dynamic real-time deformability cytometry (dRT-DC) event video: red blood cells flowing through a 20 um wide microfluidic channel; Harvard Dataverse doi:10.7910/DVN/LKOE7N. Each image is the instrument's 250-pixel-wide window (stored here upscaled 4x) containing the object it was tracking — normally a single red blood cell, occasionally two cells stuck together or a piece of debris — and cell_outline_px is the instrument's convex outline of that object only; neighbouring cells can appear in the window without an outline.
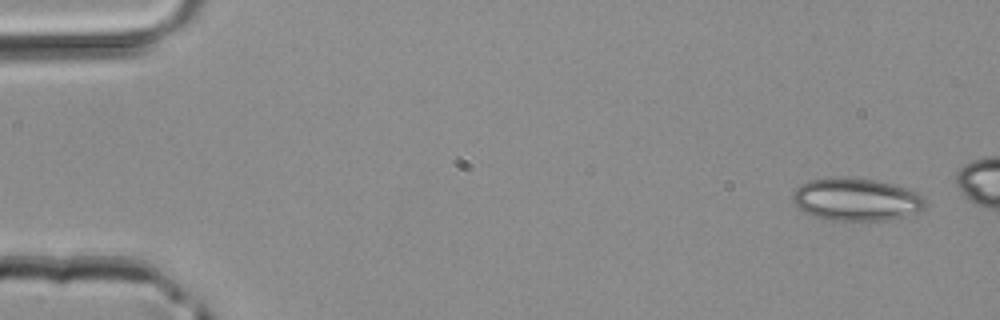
{"species": "common noctule bat (a hibernating species)", "species_latin": "Nyctalus noctula", "temperature_condition": "room temperature", "stored_images_in_passage": 3, "camera_frame_rate_fps": 3000, "um_per_image_px": 0.085, "animal": {"sex": "male", "body_mass_g": 20.4}, "frame": {"image": 1, "passage_image": 1, "time_ms": 0.0, "image_size_px": [1000, 320], "cell_outline_px": [[924, 208], [920, 212], [888, 220], [832, 220], [816, 216], [804, 212], [792, 200], [792, 196], [796, 188], [800, 184], [808, 180], [828, 176], [848, 176], [876, 180], [892, 184], [916, 192], [924, 196]], "centroid_in_image_um": [72.76, 16.92], "position_along_channel_um": 12.2, "area_um2": 33.18}}